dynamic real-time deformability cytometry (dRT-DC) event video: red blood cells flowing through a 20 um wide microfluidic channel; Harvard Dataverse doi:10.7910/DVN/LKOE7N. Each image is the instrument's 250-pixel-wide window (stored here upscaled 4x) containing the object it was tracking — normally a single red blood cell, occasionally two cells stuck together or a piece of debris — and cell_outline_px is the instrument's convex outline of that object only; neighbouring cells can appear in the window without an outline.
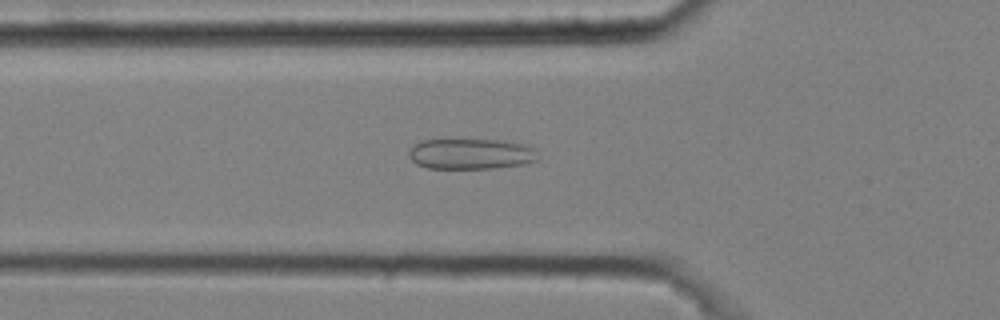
{"species": "common noctule bat (a hibernating species)", "species_latin": "Nyctalus noctula", "temperature_condition": "cold", "stored_images_in_passage": 49, "camera_frame_rate_fps": 3000, "um_per_image_px": 0.085, "animal": {"sex": "male", "body_mass_g": 20.4}, "frame": {"image": 1, "passage_image": 18, "time_ms": 5.667, "image_size_px": [1000, 320], "cell_outline_px": [[540, 156], [536, 160], [524, 164], [492, 168], [428, 168], [416, 164], [408, 156], [408, 152], [420, 140], [504, 140], [528, 144]], "centroid_in_image_um": [40.05, 13.08], "position_along_channel_um": 85.7, "area_um2": 23.06}}
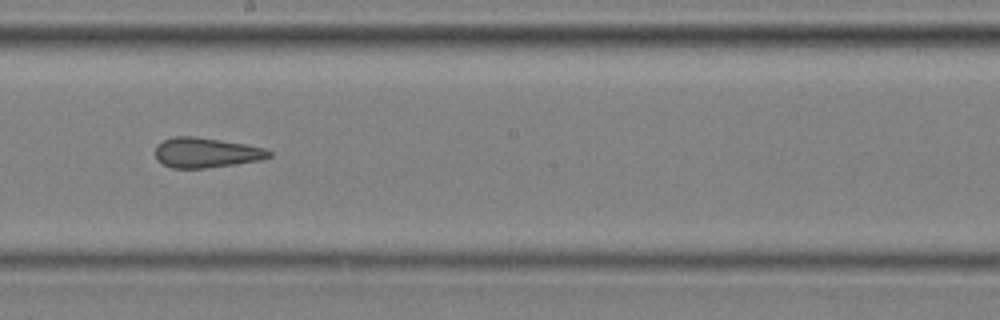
{"frame": {"image": 2, "passage_image": 30, "time_ms": 9.667, "image_size_px": [1000, 320], "cell_outline_px": [[272, 156], [264, 160], [236, 164], [204, 168], [172, 168], [156, 160], [156, 144], [164, 140], [176, 136], [196, 136], [244, 144], [264, 148], [272, 152]], "centroid_in_image_um": [17.54, 12.98], "position_along_channel_um": 230.7, "area_um2": 19.94}}
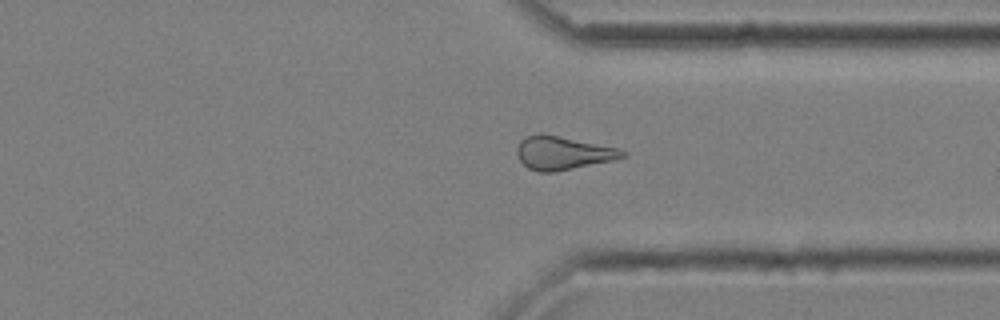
{"frame": {"image": 3, "passage_image": 41, "time_ms": 13.333, "image_size_px": [1000, 320], "cell_outline_px": [[628, 156], [612, 160], [556, 172], [536, 172], [528, 168], [520, 160], [516, 152], [516, 148], [520, 140], [528, 136], [540, 132], [620, 148], [628, 152]], "centroid_in_image_um": [47.85, 13.0], "position_along_channel_um": 363.6, "area_um2": 20.75}}